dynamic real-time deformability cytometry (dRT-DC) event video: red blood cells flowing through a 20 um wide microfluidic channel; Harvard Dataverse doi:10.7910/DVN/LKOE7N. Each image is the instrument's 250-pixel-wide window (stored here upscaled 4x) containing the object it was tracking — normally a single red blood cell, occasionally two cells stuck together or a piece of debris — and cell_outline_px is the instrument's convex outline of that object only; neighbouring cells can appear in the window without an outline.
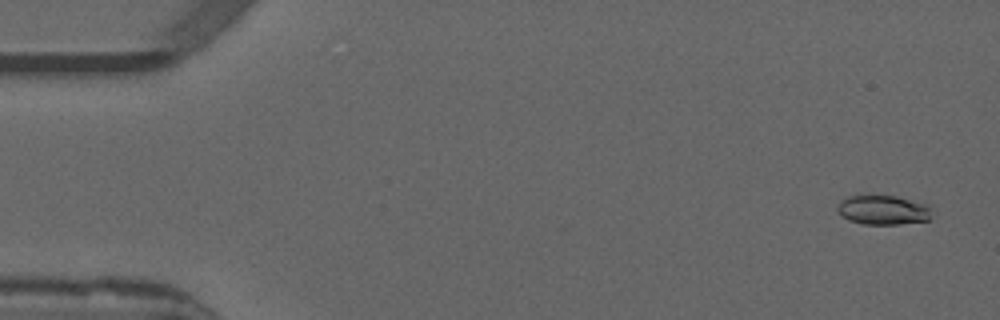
{"species": "common noctule bat (a hibernating species)", "species_latin": "Nyctalus noctula", "temperature_condition": "warm", "stored_images_in_passage": 53, "camera_frame_rate_fps": 3000, "um_per_image_px": 0.085, "animal": {"sex": "male", "forearm_length_mm": 52.5}, "frame": {"image": 1, "passage_image": 3, "time_ms": 0.667, "image_size_px": [1000, 320], "cell_outline_px": [[932, 220], [900, 224], [864, 224], [848, 220], [836, 212], [836, 208], [840, 200], [848, 196], [896, 196], [928, 204]], "centroid_in_image_um": [75.05, 17.86], "position_along_channel_um": 9.9, "area_um2": 16.3}}
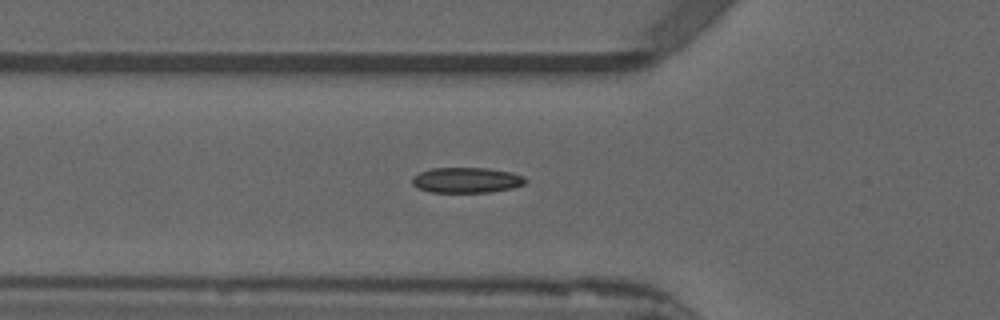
{"frame": {"image": 2, "passage_image": 19, "time_ms": 6.0, "image_size_px": [1000, 320], "cell_outline_px": [[528, 180], [524, 184], [512, 188], [488, 192], [428, 192], [416, 188], [412, 184], [412, 176], [420, 172], [432, 168], [488, 168], [512, 172], [524, 176]], "centroid_in_image_um": [39.64, 15.31], "position_along_channel_um": 86.2, "area_um2": 16.94}}
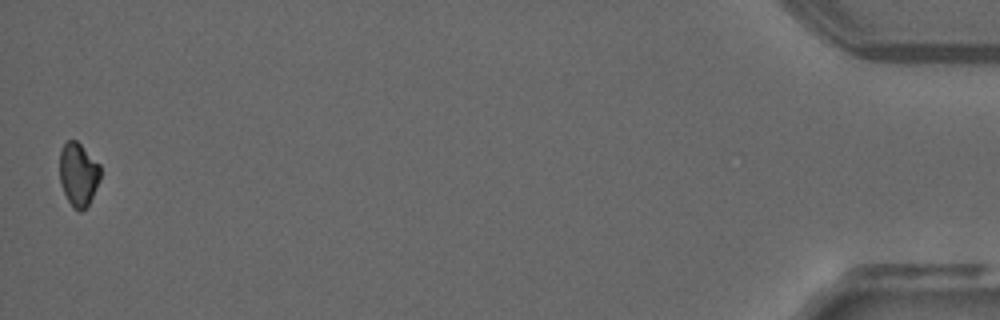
{"frame": {"image": 3, "passage_image": 53, "time_ms": 17.333, "image_size_px": [1000, 320], "cell_outline_px": [[100, 180], [88, 204], [80, 212], [72, 208], [60, 184], [60, 152], [64, 144], [68, 140], [76, 140], [100, 164]], "centroid_in_image_um": [6.66, 14.82], "position_along_channel_um": 428.5, "area_um2": 14.97}}